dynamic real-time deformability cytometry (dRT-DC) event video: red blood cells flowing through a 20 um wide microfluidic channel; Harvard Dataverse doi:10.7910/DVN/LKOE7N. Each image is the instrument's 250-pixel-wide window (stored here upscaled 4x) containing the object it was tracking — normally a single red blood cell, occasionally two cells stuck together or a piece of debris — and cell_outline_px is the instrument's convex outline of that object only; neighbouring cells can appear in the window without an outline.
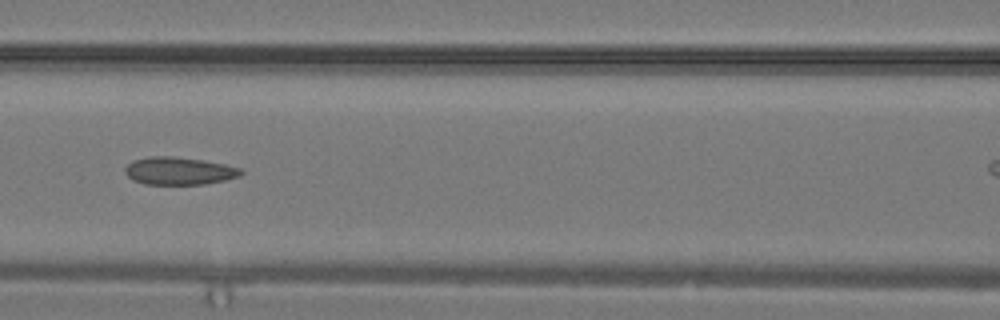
{"species": "common noctule bat (a hibernating species)", "species_latin": "Nyctalus noctula", "temperature_condition": "warm", "stored_images_in_passage": 16, "camera_frame_rate_fps": 3000, "um_per_image_px": 0.085, "animal": {"sex": "male", "body_mass_g": 19.2, "forearm_length_mm": 51.8}, "frame": {"image": 1, "passage_image": 10, "time_ms": 3.0, "image_size_px": [1000, 320], "cell_outline_px": [[244, 172], [240, 176], [224, 180], [204, 184], [144, 184], [132, 180], [124, 172], [124, 168], [132, 160], [148, 156], [172, 156], [204, 160], [224, 164], [240, 168]], "centroid_in_image_um": [15.19, 14.52], "position_along_channel_um": 151.4, "area_um2": 18.79}}
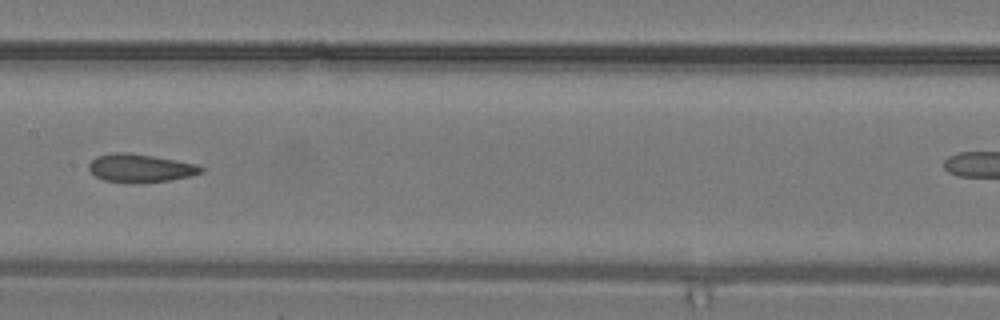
{"frame": {"image": 2, "passage_image": 12, "time_ms": 3.667, "image_size_px": [1000, 320], "cell_outline_px": [[204, 172], [192, 176], [172, 180], [104, 180], [96, 176], [88, 168], [88, 164], [96, 156], [112, 152], [128, 152], [176, 160], [196, 164], [204, 168]], "centroid_in_image_um": [11.96, 14.24], "position_along_channel_um": 195.4, "area_um2": 17.74}}
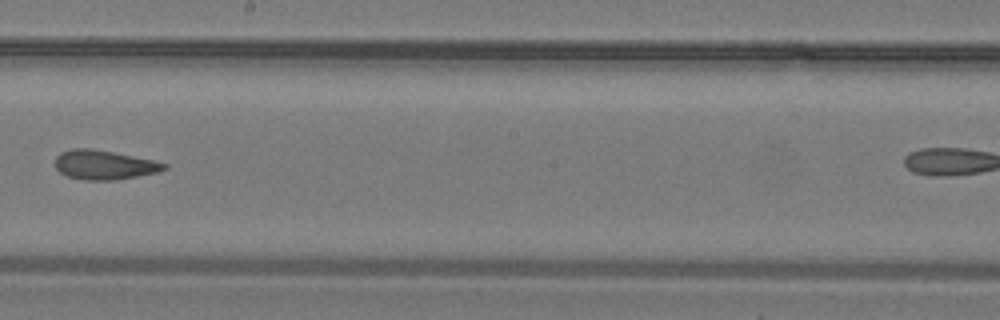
{"frame": {"image": 3, "passage_image": 14, "time_ms": 4.333, "image_size_px": [1000, 320], "cell_outline_px": [[168, 168], [156, 172], [116, 180], [84, 180], [64, 176], [56, 168], [56, 156], [60, 152], [72, 148], [88, 148], [112, 152], [152, 160], [168, 164]], "centroid_in_image_um": [8.81, 14.02], "position_along_channel_um": 239.4, "area_um2": 18.5}}